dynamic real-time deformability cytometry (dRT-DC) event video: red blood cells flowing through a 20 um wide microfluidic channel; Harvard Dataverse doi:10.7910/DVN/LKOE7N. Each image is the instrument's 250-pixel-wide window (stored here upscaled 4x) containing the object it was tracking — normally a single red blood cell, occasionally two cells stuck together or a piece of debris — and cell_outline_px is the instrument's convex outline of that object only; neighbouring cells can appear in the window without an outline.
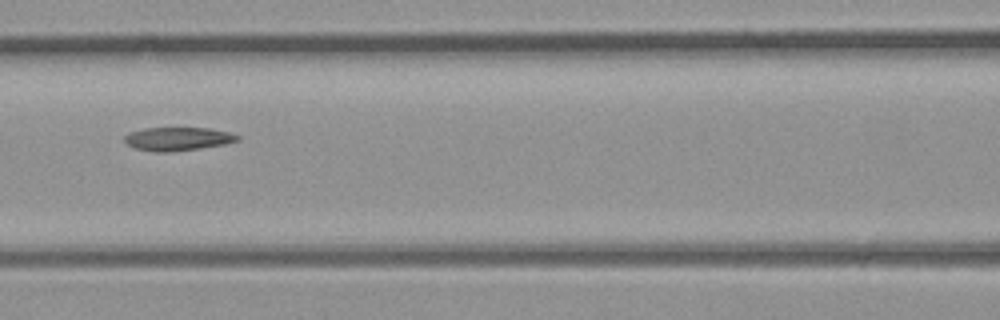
{"species": "common noctule bat (a hibernating species)", "species_latin": "Nyctalus noctula", "temperature_condition": "room temperature", "stored_images_in_passage": 4, "camera_frame_rate_fps": 3000, "um_per_image_px": 0.085, "animal": {"sex": "male", "body_mass_g": 23.1, "forearm_length_mm": 52.7}, "frame": {"image": 1, "passage_image": 4, "time_ms": 1.0, "image_size_px": [1000, 320], "cell_outline_px": [[240, 140], [224, 144], [200, 148], [168, 152], [152, 152], [136, 148], [128, 144], [124, 140], [124, 136], [128, 132], [144, 128], [208, 128], [228, 132], [240, 136]], "centroid_in_image_um": [15.09, 11.8], "position_along_channel_um": 151.5, "area_um2": 15.37}}